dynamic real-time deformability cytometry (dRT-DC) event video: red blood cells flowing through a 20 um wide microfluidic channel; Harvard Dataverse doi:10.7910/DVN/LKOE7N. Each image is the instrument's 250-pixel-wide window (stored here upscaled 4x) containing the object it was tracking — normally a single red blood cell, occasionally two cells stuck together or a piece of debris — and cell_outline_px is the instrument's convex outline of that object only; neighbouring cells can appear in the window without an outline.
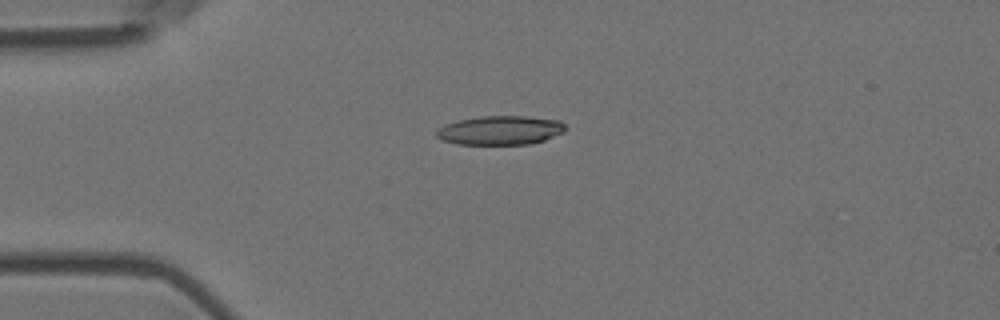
{"species": "Egyptian fruit bat (a non-hibernating species)", "species_latin": "Rousettus aegyptiacus", "temperature_condition": "room temperature", "stored_images_in_passage": 55, "camera_frame_rate_fps": 3000, "um_per_image_px": 0.085, "animal": {"sex": "female"}, "frame": {"image": 1, "passage_image": 14, "time_ms": 4.333, "image_size_px": [1000, 320], "cell_outline_px": [[564, 132], [544, 140], [528, 144], [456, 144], [444, 140], [436, 136], [436, 128], [460, 120], [480, 116], [524, 116], [560, 120], [564, 124]], "centroid_in_image_um": [42.52, 11.07], "position_along_channel_um": 42.5, "area_um2": 21.62}}
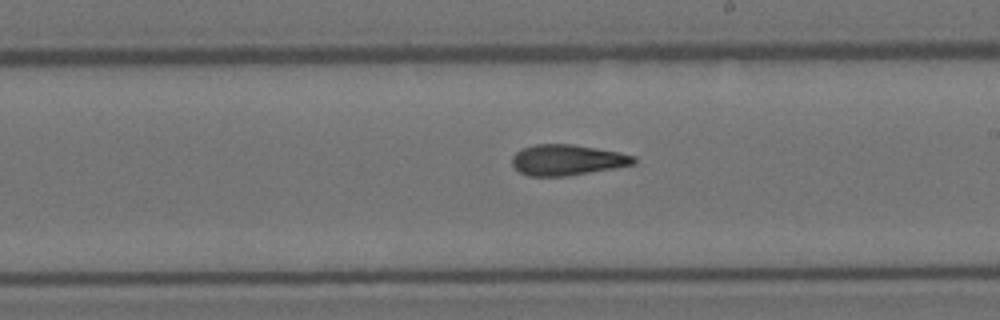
{"frame": {"image": 2, "passage_image": 32, "time_ms": 10.333, "image_size_px": [1000, 320], "cell_outline_px": [[636, 164], [568, 176], [528, 176], [520, 172], [512, 164], [512, 156], [516, 152], [524, 148], [536, 144], [572, 144], [620, 152], [636, 156]], "centroid_in_image_um": [48.23, 13.6], "position_along_channel_um": 240.8, "area_um2": 21.79}}
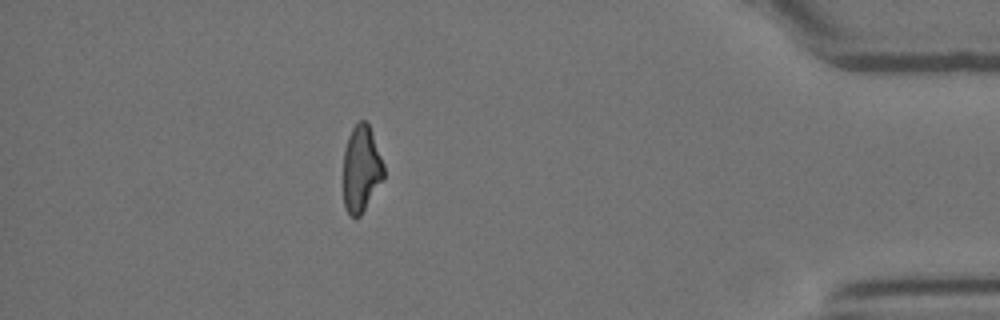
{"frame": {"image": 3, "passage_image": 49, "time_ms": 16.0, "image_size_px": [1000, 320], "cell_outline_px": [[384, 180], [360, 216], [352, 216], [344, 208], [344, 148], [348, 136], [352, 128], [360, 120], [364, 120], [368, 124], [384, 164]], "centroid_in_image_um": [30.71, 14.36], "position_along_channel_um": 404.5, "area_um2": 20.35}, "authors_computed_cell_mechanics": {"area_um2": 21.7906, "velocity_mm_per_s": 3.7067, "shape_relaxation_time_tau1_ms": 10.2376, "shape_relaxation_time_tau2_ms": 3.6696, "deformation_change_tau1": 0.2528, "deformation_change_tau2": 0.1356}}